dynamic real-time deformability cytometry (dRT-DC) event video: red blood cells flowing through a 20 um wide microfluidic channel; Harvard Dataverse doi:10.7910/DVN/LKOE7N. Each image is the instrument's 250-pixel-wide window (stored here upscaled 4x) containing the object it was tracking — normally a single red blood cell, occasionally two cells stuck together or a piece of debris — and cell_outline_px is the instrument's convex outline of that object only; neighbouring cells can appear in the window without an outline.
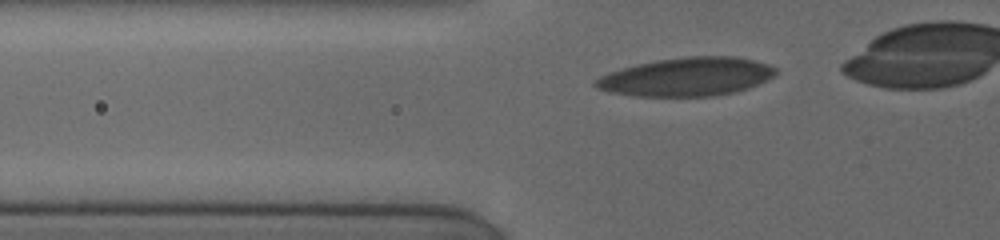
{"species": "human", "species_latin": "Homo sapiens", "temperature_condition": "cold", "stored_images_in_passage": 39, "camera_frame_rate_fps": 3000, "um_per_image_px": 0.085, "donor": {"sex": "female"}, "frame": {"image": 1, "passage_image": 5, "time_ms": 1.0, "image_size_px": [1000, 240], "cell_outline_px": [[780, 72], [776, 76], [748, 88], [736, 92], [712, 96], [636, 96], [608, 92], [596, 88], [592, 84], [600, 76], [608, 72], [620, 68], [636, 64], [656, 60], [688, 56], [736, 56], [756, 60], [768, 64], [776, 68]], "centroid_in_image_um": [58.39, 6.52], "position_along_channel_um": 67.4, "area_um2": 40.86}}
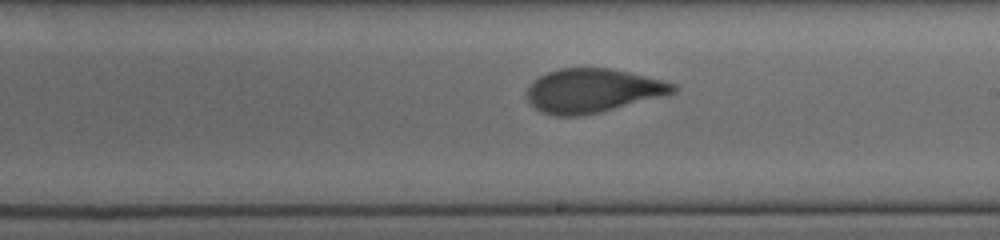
{"frame": {"image": 2, "passage_image": 21, "time_ms": 5.667, "image_size_px": [1000, 240], "cell_outline_px": [[676, 92], [664, 96], [600, 112], [580, 116], [556, 116], [540, 112], [528, 100], [528, 88], [540, 76], [548, 72], [560, 68], [612, 68], [676, 84]], "centroid_in_image_um": [50.38, 7.71], "position_along_channel_um": 238.6, "area_um2": 37.05}}
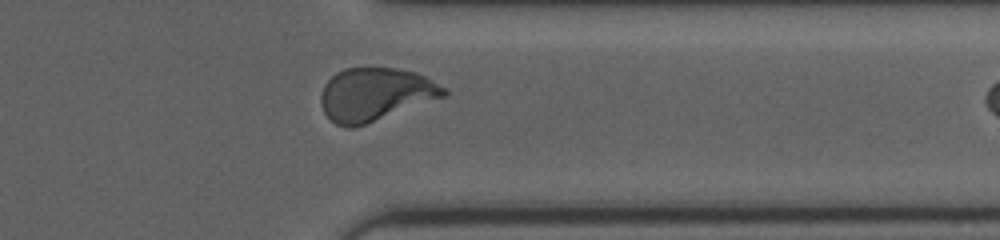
{"frame": {"image": 3, "passage_image": 34, "time_ms": 9.333, "image_size_px": [1000, 240], "cell_outline_px": [[448, 96], [352, 128], [344, 128], [336, 124], [324, 112], [320, 100], [320, 96], [324, 84], [336, 72], [344, 68], [396, 68], [416, 72], [448, 88]], "centroid_in_image_um": [31.93, 8.01], "position_along_channel_um": 379.5, "area_um2": 38.09}}